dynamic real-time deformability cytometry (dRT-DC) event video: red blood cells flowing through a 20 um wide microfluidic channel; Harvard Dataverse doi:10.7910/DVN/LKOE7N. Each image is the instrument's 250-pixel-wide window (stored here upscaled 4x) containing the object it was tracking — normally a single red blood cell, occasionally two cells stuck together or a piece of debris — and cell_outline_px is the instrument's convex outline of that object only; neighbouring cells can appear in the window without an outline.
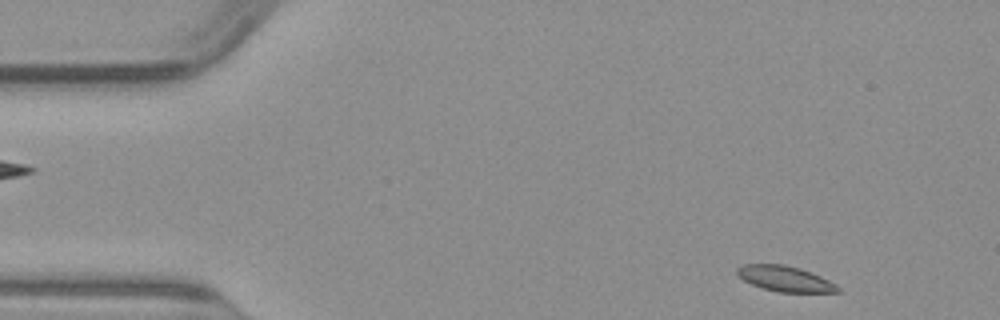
{"species": "common noctule bat (a hibernating species)", "species_latin": "Nyctalus noctula", "temperature_condition": "warm", "stored_images_in_passage": 48, "camera_frame_rate_fps": 3000, "um_per_image_px": 0.085, "animal": {"sex": "male", "body_mass_g": 23.1, "forearm_length_mm": 52.7}, "frame": {"image": 1, "passage_image": 3, "time_ms": 0.667, "image_size_px": [1000, 320], "cell_outline_px": [[840, 292], [780, 292], [764, 288], [752, 284], [744, 280], [736, 272], [736, 268], [744, 264], [784, 264], [800, 268], [812, 272], [836, 284], [840, 288]], "centroid_in_image_um": [66.75, 23.68], "position_along_channel_um": 18.3, "area_um2": 14.85}}
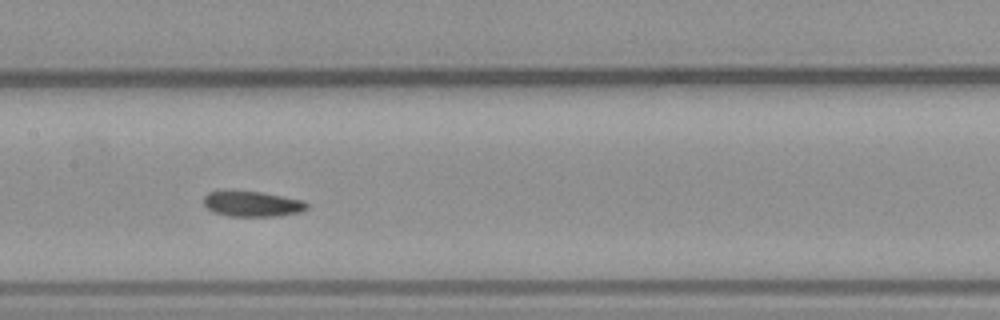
{"frame": {"image": 2, "passage_image": 22, "time_ms": 7.0, "image_size_px": [1000, 320], "cell_outline_px": [[308, 208], [300, 212], [276, 216], [232, 216], [216, 212], [208, 208], [204, 204], [204, 196], [208, 192], [260, 192], [304, 200], [308, 204]], "centroid_in_image_um": [21.5, 17.34], "position_along_channel_um": 185.9, "area_um2": 14.85}}
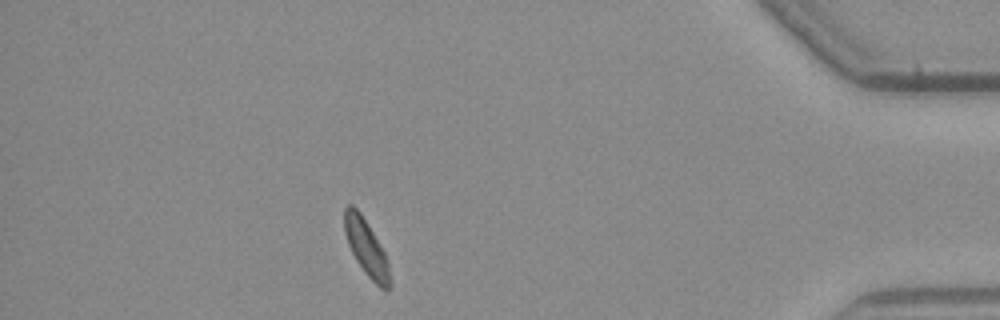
{"frame": {"image": 3, "passage_image": 42, "time_ms": 13.667, "image_size_px": [1000, 320], "cell_outline_px": [[392, 284], [388, 292], [380, 288], [364, 272], [356, 260], [348, 244], [344, 232], [344, 208], [348, 204], [352, 204], [360, 212], [384, 252], [388, 260]], "centroid_in_image_um": [31.15, 21.1], "position_along_channel_um": 404.1, "area_um2": 14.91}}